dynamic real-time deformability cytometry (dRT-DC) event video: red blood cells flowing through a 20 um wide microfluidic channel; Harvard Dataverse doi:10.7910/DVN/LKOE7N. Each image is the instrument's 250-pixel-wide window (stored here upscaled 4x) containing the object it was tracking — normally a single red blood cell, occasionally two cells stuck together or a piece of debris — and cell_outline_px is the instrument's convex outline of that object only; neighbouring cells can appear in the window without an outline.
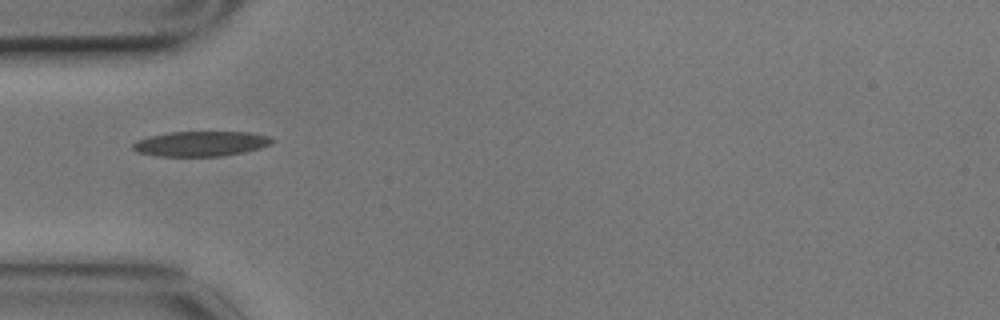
{"species": "common noctule bat (a hibernating species)", "species_latin": "Nyctalus noctula", "temperature_condition": "cold", "stored_images_in_passage": 11, "camera_frame_rate_fps": 3000, "um_per_image_px": 0.085, "animal": {"sex": "male", "body_mass_g": 17.9}, "frame": {"image": 1, "passage_image": 1, "time_ms": 0.0, "image_size_px": [1000, 320], "cell_outline_px": [[276, 140], [272, 144], [260, 148], [244, 152], [220, 156], [156, 156], [136, 152], [132, 148], [132, 144], [136, 140], [148, 136], [168, 132], [252, 132], [272, 136]], "centroid_in_image_um": [17.09, 12.21], "position_along_channel_um": 67.9, "area_um2": 20.63}}
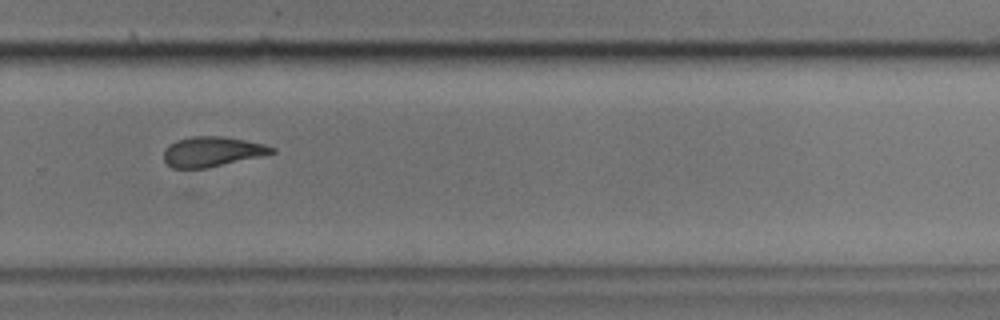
{"frame": {"image": 2, "passage_image": 7, "time_ms": 2.0, "image_size_px": [1000, 320], "cell_outline_px": [[276, 152], [260, 156], [208, 168], [172, 168], [164, 160], [164, 152], [176, 140], [192, 136], [220, 136], [244, 140], [264, 144], [276, 148]], "centroid_in_image_um": [18.04, 12.89], "position_along_channel_um": 311.8, "area_um2": 18.61}}